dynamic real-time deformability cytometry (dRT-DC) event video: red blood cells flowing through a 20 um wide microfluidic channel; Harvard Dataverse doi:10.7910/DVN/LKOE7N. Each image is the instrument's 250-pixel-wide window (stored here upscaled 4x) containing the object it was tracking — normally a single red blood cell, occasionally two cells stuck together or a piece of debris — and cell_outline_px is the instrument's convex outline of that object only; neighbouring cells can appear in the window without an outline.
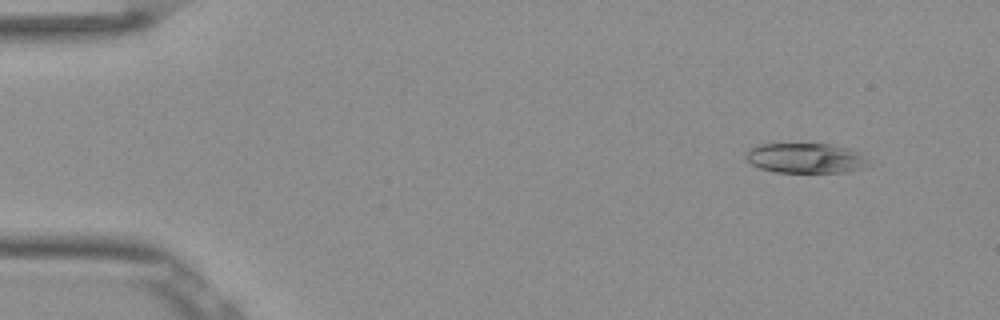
{"species": "Egyptian fruit bat (a non-hibernating species)", "species_latin": "Rousettus aegyptiacus", "temperature_condition": "room temperature", "stored_images_in_passage": 53, "camera_frame_rate_fps": 3000, "um_per_image_px": 0.085, "frame": {"image": 1, "passage_image": 5, "time_ms": 1.333, "image_size_px": [1000, 320], "cell_outline_px": [[864, 168], [848, 172], [776, 172], [760, 168], [752, 164], [748, 160], [748, 152], [752, 148], [760, 144], [828, 144], [848, 148], [860, 152]], "centroid_in_image_um": [68.45, 13.44], "position_along_channel_um": 16.6, "area_um2": 20.81}}
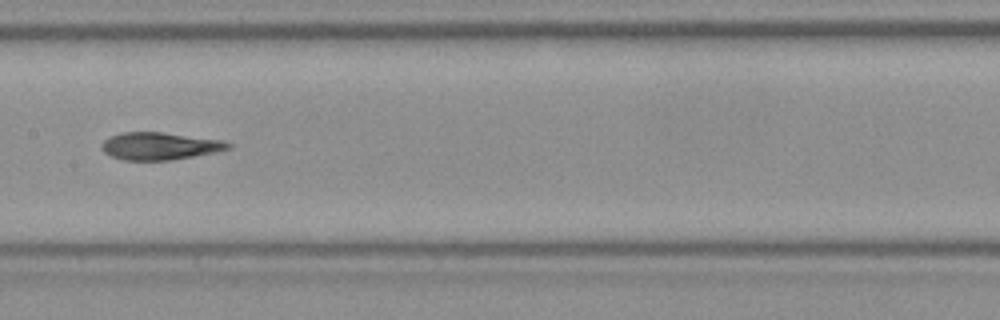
{"frame": {"image": 2, "passage_image": 27, "time_ms": 8.667, "image_size_px": [1000, 320], "cell_outline_px": [[232, 148], [216, 152], [172, 160], [124, 160], [112, 156], [104, 152], [100, 148], [100, 144], [104, 140], [120, 132], [160, 132], [224, 140], [232, 144]], "centroid_in_image_um": [13.59, 12.41], "position_along_channel_um": 193.8, "area_um2": 20.29}}
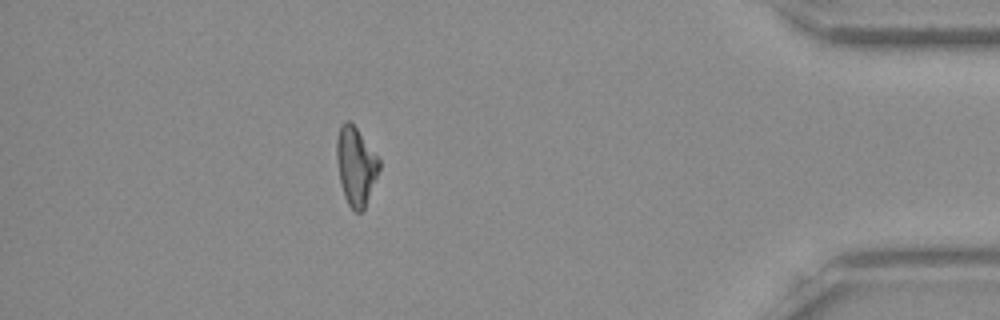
{"frame": {"image": 3, "passage_image": 47, "time_ms": 15.333, "image_size_px": [1000, 320], "cell_outline_px": [[380, 168], [376, 180], [364, 208], [360, 212], [356, 212], [348, 204], [344, 196], [340, 180], [336, 160], [336, 140], [340, 124], [344, 120], [348, 120], [356, 128], [380, 160]], "centroid_in_image_um": [30.23, 14.09], "position_along_channel_um": 405.0, "area_um2": 19.25}, "authors_computed_cell_mechanics": {"area_um2": 20.6346, "velocity_mm_per_s": 3.8474, "shape_relaxation_time_tau1_ms": 10.6386, "shape_relaxation_time_tau2_ms": 3.2524, "deformation_change_tau1": 0.2924, "deformation_change_tau2": 0.1165}}